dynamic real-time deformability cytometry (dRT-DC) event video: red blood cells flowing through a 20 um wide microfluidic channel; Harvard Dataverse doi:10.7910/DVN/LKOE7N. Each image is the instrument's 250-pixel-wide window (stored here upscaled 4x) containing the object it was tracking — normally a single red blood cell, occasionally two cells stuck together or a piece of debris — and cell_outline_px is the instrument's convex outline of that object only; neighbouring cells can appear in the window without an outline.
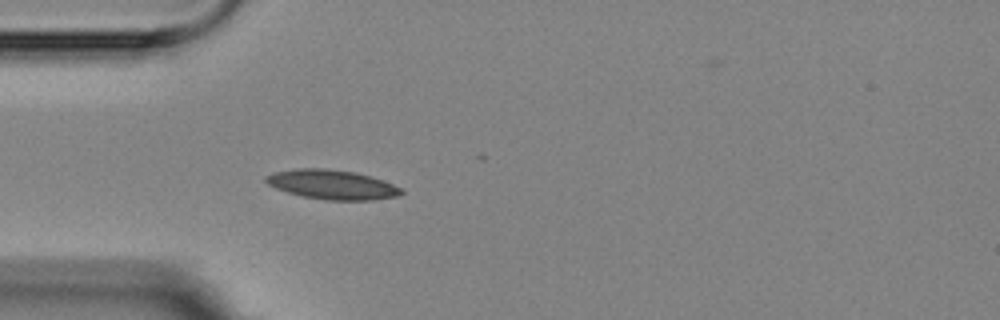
{"species": "Egyptian fruit bat (a non-hibernating species)", "species_latin": "Rousettus aegyptiacus", "temperature_condition": "room temperature", "stored_images_in_passage": 3, "camera_frame_rate_fps": 3000, "um_per_image_px": 0.085, "animal": {"sex": "female"}, "frame": {"image": 1, "passage_image": 1, "time_ms": 0.0, "image_size_px": [1000, 320], "cell_outline_px": [[404, 192], [396, 196], [372, 200], [324, 200], [304, 196], [288, 192], [276, 188], [268, 184], [264, 180], [264, 176], [272, 172], [296, 168], [324, 168], [356, 172], [392, 184], [400, 188]], "centroid_in_image_um": [28.16, 15.68], "position_along_channel_um": 56.8, "area_um2": 23.06}}